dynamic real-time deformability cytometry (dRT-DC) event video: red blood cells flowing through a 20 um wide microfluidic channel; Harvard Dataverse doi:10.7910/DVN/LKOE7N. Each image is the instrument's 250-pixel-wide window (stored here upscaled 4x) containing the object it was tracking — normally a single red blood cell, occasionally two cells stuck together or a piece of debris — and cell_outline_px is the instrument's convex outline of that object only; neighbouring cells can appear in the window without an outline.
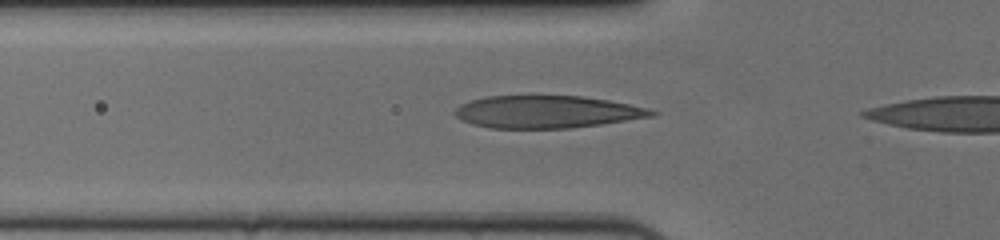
{"species": "human", "species_latin": "Homo sapiens", "temperature_condition": "cold", "stored_images_in_passage": 6, "camera_frame_rate_fps": 3000, "um_per_image_px": 0.085, "donor": {"sex": "female"}, "frame": {"image": 1, "passage_image": 4, "time_ms": 1.0, "image_size_px": [1000, 240], "cell_outline_px": [[660, 112], [656, 116], [600, 124], [568, 128], [488, 128], [472, 124], [460, 120], [452, 112], [460, 104], [468, 100], [484, 96], [528, 92], [532, 92], [584, 96], [608, 100], [648, 108]], "centroid_in_image_um": [46.4, 9.45], "position_along_channel_um": 79.4, "area_um2": 38.9}}